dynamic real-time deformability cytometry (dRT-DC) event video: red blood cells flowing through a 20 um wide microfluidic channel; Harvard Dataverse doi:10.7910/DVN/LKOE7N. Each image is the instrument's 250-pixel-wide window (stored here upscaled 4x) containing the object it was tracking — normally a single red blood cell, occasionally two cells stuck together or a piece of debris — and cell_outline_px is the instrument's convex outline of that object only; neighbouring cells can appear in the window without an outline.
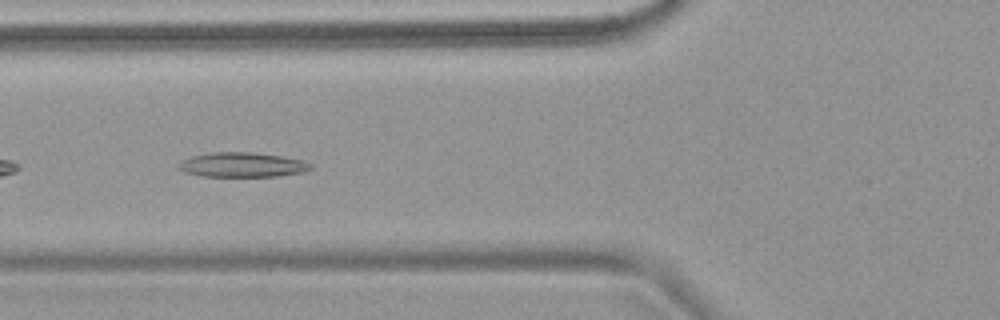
{"species": "common noctule bat (a hibernating species)", "species_latin": "Nyctalus noctula", "temperature_condition": "warm", "stored_images_in_passage": 7, "camera_frame_rate_fps": 3000, "um_per_image_px": 0.085, "animal": {"sex": "female", "body_mass_g": 18.4}, "frame": {"image": 1, "passage_image": 6, "time_ms": 6.667, "image_size_px": [1000, 320], "cell_outline_px": [[312, 168], [300, 172], [276, 176], [200, 176], [184, 172], [180, 168], [180, 160], [192, 156], [212, 152], [252, 152], [284, 156], [304, 160], [312, 164]], "centroid_in_image_um": [20.6, 13.99], "position_along_channel_um": 105.2, "area_um2": 18.9}}
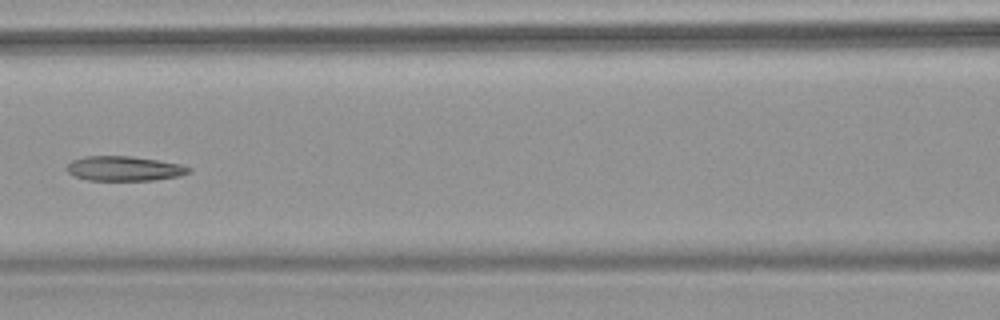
{"frame": {"image": 2, "passage_image": 7, "time_ms": 8.0, "image_size_px": [1000, 320], "cell_outline_px": [[192, 172], [180, 176], [152, 180], [88, 180], [76, 176], [68, 172], [64, 168], [72, 160], [84, 156], [132, 156], [180, 164], [192, 168]], "centroid_in_image_um": [10.56, 14.32], "position_along_channel_um": 156.0, "area_um2": 17.57}}